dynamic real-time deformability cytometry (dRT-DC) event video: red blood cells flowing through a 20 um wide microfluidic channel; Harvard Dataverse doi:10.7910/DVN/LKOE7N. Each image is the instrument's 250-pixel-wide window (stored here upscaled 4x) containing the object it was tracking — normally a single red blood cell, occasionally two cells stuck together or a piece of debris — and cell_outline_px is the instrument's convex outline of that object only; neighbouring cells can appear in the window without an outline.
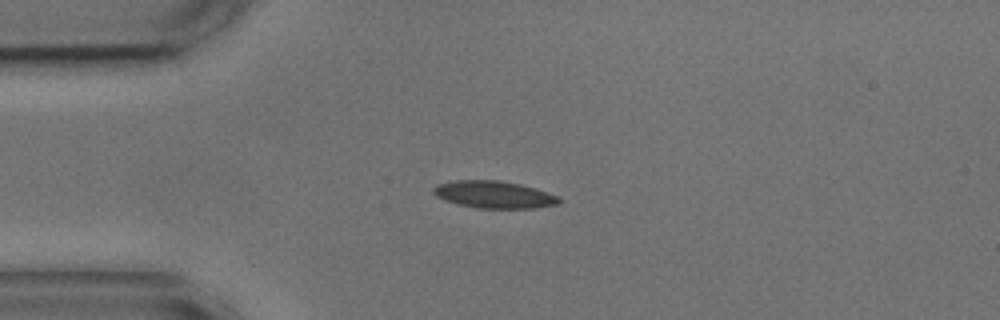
{"species": "common noctule bat (a hibernating species)", "species_latin": "Nyctalus noctula", "temperature_condition": "cold", "stored_images_in_passage": 5, "camera_frame_rate_fps": 3000, "um_per_image_px": 0.085, "animal": {"sex": "male", "body_mass_g": 17.9, "forearm_length_mm": 54.2}, "frame": {"image": 1, "passage_image": 2, "time_ms": 1.0, "image_size_px": [1000, 320], "cell_outline_px": [[560, 200], [556, 204], [536, 208], [480, 208], [460, 204], [444, 200], [436, 196], [432, 192], [432, 188], [436, 184], [456, 180], [500, 180], [520, 184], [560, 196]], "centroid_in_image_um": [41.96, 16.53], "position_along_channel_um": 43.0, "area_um2": 19.83}}